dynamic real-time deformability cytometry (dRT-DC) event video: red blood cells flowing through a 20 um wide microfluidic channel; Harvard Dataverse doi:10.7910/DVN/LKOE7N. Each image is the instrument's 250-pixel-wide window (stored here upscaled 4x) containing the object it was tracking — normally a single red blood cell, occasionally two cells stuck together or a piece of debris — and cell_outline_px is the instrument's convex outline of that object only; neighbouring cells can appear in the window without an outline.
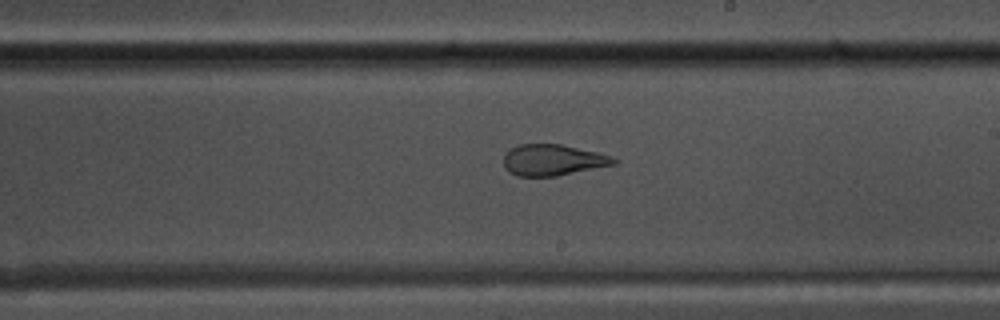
{"species": "common noctule bat (a hibernating species)", "species_latin": "Nyctalus noctula", "temperature_condition": "warm", "stored_images_in_passage": 38, "camera_frame_rate_fps": 3000, "um_per_image_px": 0.085, "animal": {"sex": "male", "body_mass_g": 17.5, "forearm_length_mm": 52.3}, "frame": {"image": 1, "passage_image": 25, "time_ms": 8.0, "image_size_px": [1000, 320], "cell_outline_px": [[620, 160], [616, 164], [556, 176], [516, 176], [508, 172], [504, 168], [504, 152], [508, 148], [520, 144], [560, 144], [596, 152], [612, 156]], "centroid_in_image_um": [46.96, 13.6], "position_along_channel_um": 242.0, "area_um2": 20.17}}
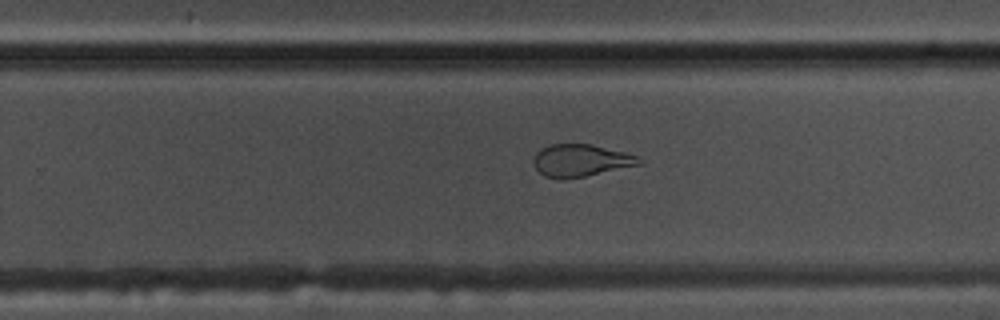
{"frame": {"image": 2, "passage_image": 28, "time_ms": 9.0, "image_size_px": [1000, 320], "cell_outline_px": [[644, 164], [564, 180], [560, 180], [544, 176], [536, 168], [532, 160], [536, 152], [540, 148], [552, 144], [592, 144], [640, 156]], "centroid_in_image_um": [49.37, 13.64], "position_along_channel_um": 280.4, "area_um2": 20.11}}
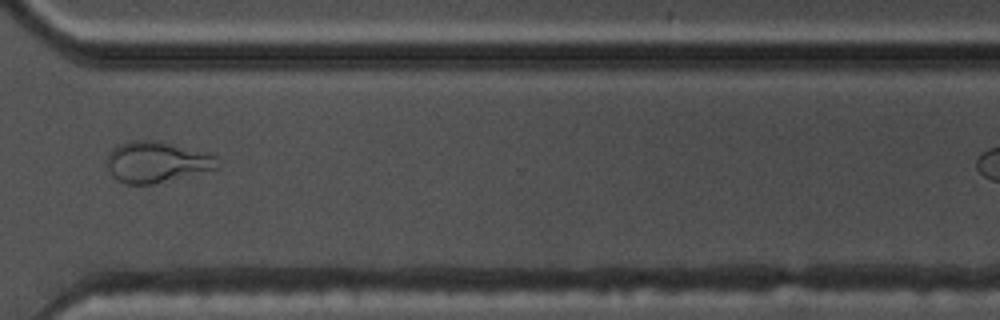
{"frame": {"image": 3, "passage_image": 34, "time_ms": 11.0, "image_size_px": [1000, 320], "cell_outline_px": [[220, 168], [152, 184], [128, 184], [116, 180], [112, 176], [108, 168], [108, 152], [112, 148], [120, 144], [132, 140], [160, 140], [212, 152], [216, 156]], "centroid_in_image_um": [13.37, 13.74], "position_along_channel_um": 357.2, "area_um2": 26.88}}